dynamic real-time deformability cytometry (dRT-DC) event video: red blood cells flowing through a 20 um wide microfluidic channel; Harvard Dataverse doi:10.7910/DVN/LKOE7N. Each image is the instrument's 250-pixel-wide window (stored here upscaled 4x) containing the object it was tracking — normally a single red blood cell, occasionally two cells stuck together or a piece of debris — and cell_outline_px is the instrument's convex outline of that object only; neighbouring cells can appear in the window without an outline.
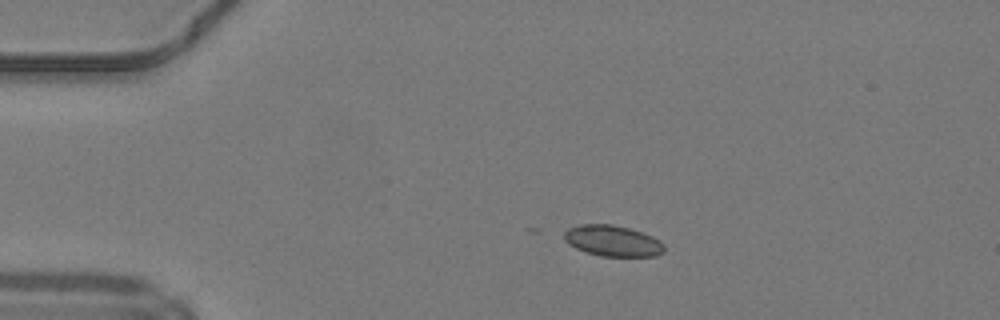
{"species": "common noctule bat (a hibernating species)", "species_latin": "Nyctalus noctula", "temperature_condition": "warm", "stored_images_in_passage": 13, "camera_frame_rate_fps": 3000, "um_per_image_px": 0.085, "animal": {"sex": "male", "body_mass_g": 19.2, "forearm_length_mm": 51.8}, "frame": {"image": 1, "passage_image": 1, "time_ms": 0.0, "image_size_px": [1000, 320], "cell_outline_px": [[664, 252], [656, 256], [600, 256], [576, 248], [568, 244], [564, 240], [564, 232], [568, 228], [580, 224], [612, 224], [628, 228], [652, 236], [660, 240], [664, 244]], "centroid_in_image_um": [52.07, 20.47], "position_along_channel_um": 32.9, "area_um2": 18.03}}
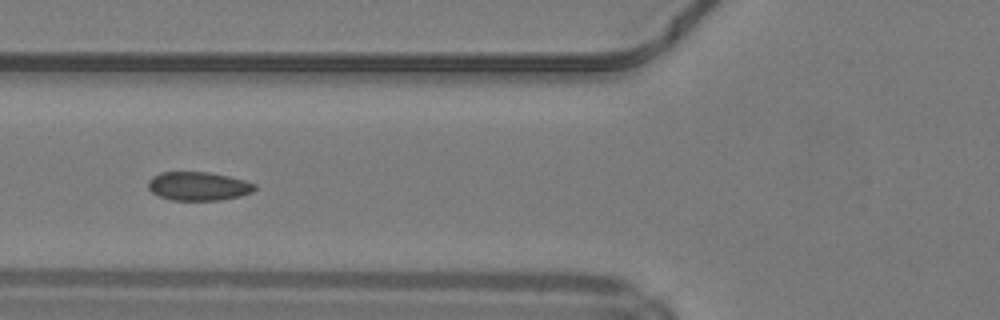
{"frame": {"image": 2, "passage_image": 10, "time_ms": 3.0, "image_size_px": [1000, 320], "cell_outline_px": [[256, 188], [252, 192], [240, 196], [220, 200], [172, 200], [160, 196], [152, 192], [148, 188], [148, 180], [152, 176], [160, 172], [208, 172], [228, 176], [244, 180], [256, 184]], "centroid_in_image_um": [16.85, 15.82], "position_along_channel_um": 108.9, "area_um2": 17.8}}
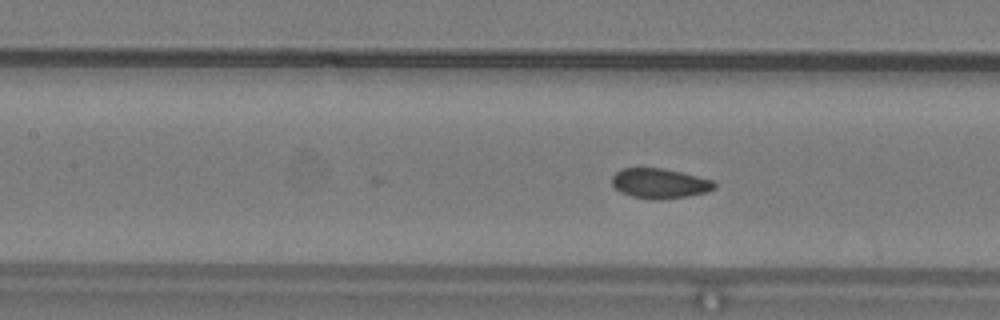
{"frame": {"image": 3, "passage_image": 13, "time_ms": 4.0, "image_size_px": [1000, 320], "cell_outline_px": [[716, 188], [704, 192], [688, 196], [632, 196], [620, 192], [612, 184], [612, 176], [620, 168], [660, 168], [680, 172], [712, 180], [716, 184]], "centroid_in_image_um": [56.04, 15.53], "position_along_channel_um": 151.4, "area_um2": 16.88}}